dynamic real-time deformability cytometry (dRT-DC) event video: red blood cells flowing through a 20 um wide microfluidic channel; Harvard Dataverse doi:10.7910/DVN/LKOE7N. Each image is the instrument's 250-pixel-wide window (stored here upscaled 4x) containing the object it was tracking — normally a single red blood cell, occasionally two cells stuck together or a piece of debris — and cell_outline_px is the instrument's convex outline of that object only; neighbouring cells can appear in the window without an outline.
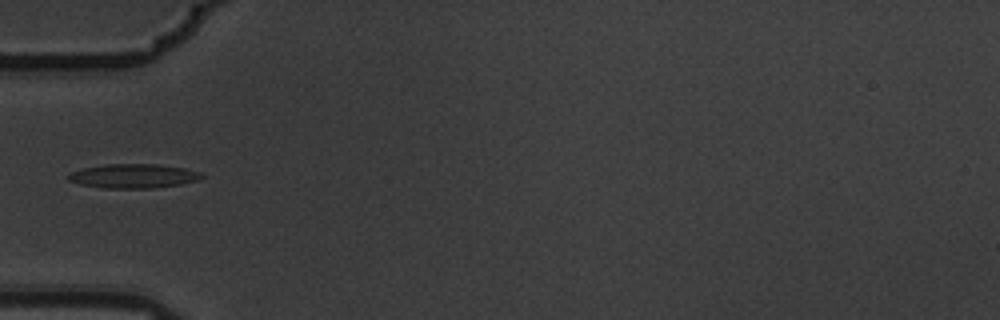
{"species": "common noctule bat (a hibernating species)", "species_latin": "Nyctalus noctula", "temperature_condition": "warm", "stored_images_in_passage": 5, "camera_frame_rate_fps": 3000, "um_per_image_px": 0.085, "animal": {"sex": "male", "body_mass_g": 19.5, "forearm_length_mm": 54.6}, "frame": {"image": 1, "passage_image": 5, "time_ms": 1.333, "image_size_px": [1000, 320], "cell_outline_px": [[204, 176], [200, 180], [180, 184], [152, 188], [104, 188], [80, 184], [68, 180], [64, 176], [72, 172], [84, 168], [104, 164], [156, 164], [184, 168], [200, 172]], "centroid_in_image_um": [11.33, 14.96], "position_along_channel_um": 73.7, "area_um2": 18.79}}